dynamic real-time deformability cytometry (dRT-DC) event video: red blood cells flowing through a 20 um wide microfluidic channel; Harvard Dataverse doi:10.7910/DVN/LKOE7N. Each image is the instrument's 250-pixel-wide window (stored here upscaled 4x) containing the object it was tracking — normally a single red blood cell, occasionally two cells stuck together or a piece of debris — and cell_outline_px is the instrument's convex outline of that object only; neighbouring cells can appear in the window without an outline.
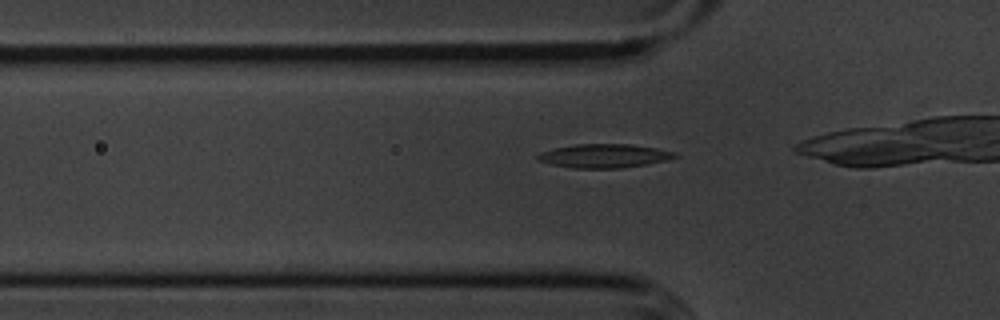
{"species": "common noctule bat (a hibernating species)", "species_latin": "Nyctalus noctula", "temperature_condition": "cold", "stored_images_in_passage": 19, "camera_frame_rate_fps": 3000, "um_per_image_px": 0.085, "animal": {"sex": "male", "body_mass_g": 20.1, "forearm_length_mm": 53.5}, "frame": {"image": 1, "passage_image": 11, "time_ms": 3.333, "image_size_px": [1000, 320], "cell_outline_px": [[680, 156], [668, 160], [648, 164], [620, 168], [572, 168], [552, 164], [536, 160], [536, 156], [540, 152], [556, 148], [576, 144], [632, 144], [656, 148], [676, 152]], "centroid_in_image_um": [51.39, 13.25], "position_along_channel_um": 74.4, "area_um2": 19.07}}